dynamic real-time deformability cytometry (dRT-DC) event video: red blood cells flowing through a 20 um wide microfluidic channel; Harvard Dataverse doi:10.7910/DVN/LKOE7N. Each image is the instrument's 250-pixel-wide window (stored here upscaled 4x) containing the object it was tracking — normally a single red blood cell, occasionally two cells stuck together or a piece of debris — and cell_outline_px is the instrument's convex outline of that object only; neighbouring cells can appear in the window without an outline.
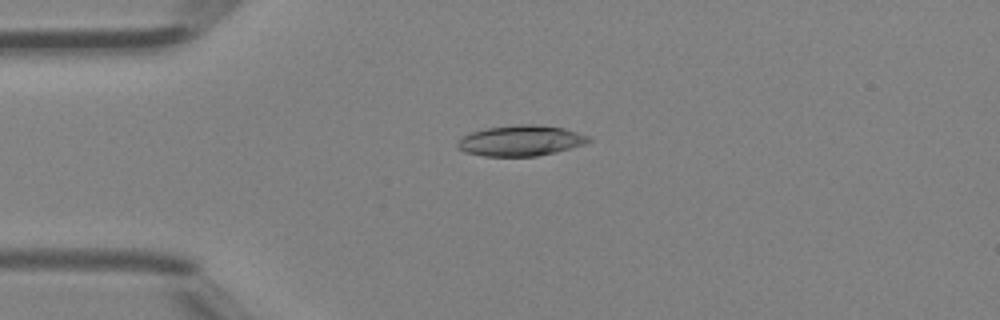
{"species": "Egyptian fruit bat (a non-hibernating species)", "species_latin": "Rousettus aegyptiacus", "temperature_condition": "room temperature", "stored_images_in_passage": 2, "camera_frame_rate_fps": 3000, "um_per_image_px": 0.085, "animal": {"sex": "female"}, "frame": {"image": 1, "passage_image": 1, "time_ms": 0.0, "image_size_px": [1000, 320], "cell_outline_px": [[592, 140], [584, 144], [556, 152], [536, 156], [484, 156], [464, 152], [456, 148], [456, 144], [464, 136], [472, 132], [484, 128], [520, 124], [536, 124], [564, 128], [588, 136]], "centroid_in_image_um": [44.24, 11.95], "position_along_channel_um": 40.8, "area_um2": 23.35}}